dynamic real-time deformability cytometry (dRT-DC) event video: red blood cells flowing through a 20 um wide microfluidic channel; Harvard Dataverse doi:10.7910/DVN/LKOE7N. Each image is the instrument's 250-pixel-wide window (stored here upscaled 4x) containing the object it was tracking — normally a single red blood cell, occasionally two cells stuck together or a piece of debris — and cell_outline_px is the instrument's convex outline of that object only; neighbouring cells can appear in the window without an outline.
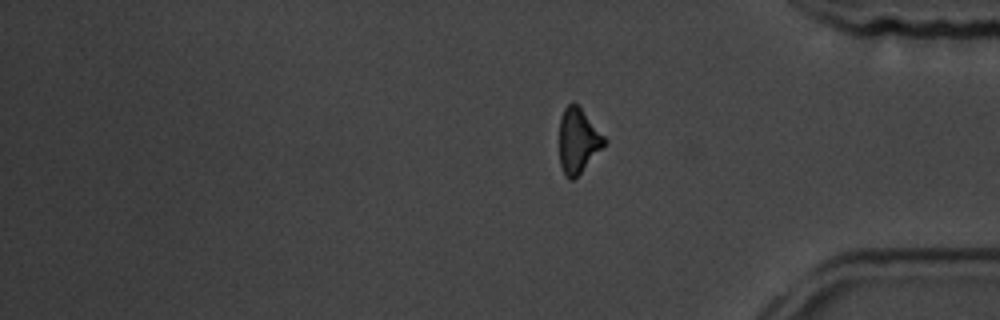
{"species": "common noctule bat (a hibernating species)", "species_latin": "Nyctalus noctula", "temperature_condition": "room temperature", "stored_images_in_passage": 16, "segment_of_instrument_passage": [2, 2], "camera_frame_rate_fps": 3000, "um_per_image_px": 0.085, "animal": {"sex": "male", "body_mass_g": 19.5, "forearm_length_mm": 54.6}, "frame": {"image": 1, "passage_image": 16, "time_ms": 19.0, "image_size_px": [1000, 320], "cell_outline_px": [[608, 144], [572, 180], [568, 180], [564, 176], [560, 164], [560, 116], [564, 108], [568, 104], [576, 104], [580, 108], [608, 140]], "centroid_in_image_um": [49.15, 11.99], "position_along_channel_um": 386.1, "area_um2": 16.94}}